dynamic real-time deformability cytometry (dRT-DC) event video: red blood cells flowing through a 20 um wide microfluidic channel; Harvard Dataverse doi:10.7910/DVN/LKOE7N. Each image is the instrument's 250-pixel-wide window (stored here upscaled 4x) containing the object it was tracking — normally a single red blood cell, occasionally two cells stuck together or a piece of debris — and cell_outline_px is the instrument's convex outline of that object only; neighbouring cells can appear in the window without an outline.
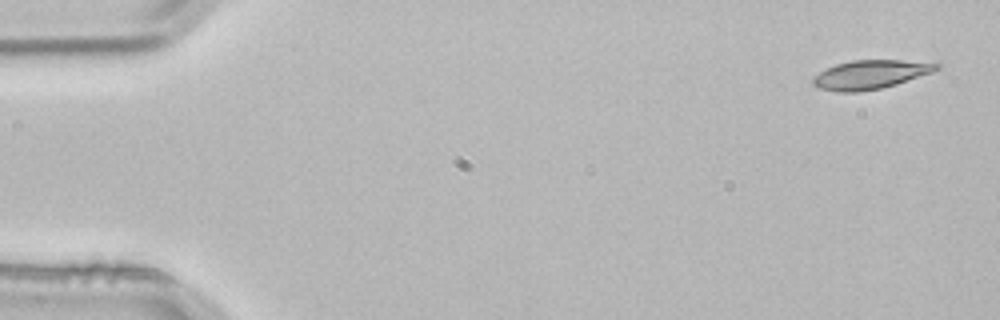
{"species": "common noctule bat (a hibernating species)", "species_latin": "Nyctalus noctula", "temperature_condition": "room temperature", "stored_images_in_passage": 3, "camera_frame_rate_fps": 3000, "um_per_image_px": 0.085, "animal": {"sex": "male", "body_mass_g": 21.5, "forearm_length_mm": 52.0}, "frame": {"image": 1, "passage_image": 1, "time_ms": 0.0, "image_size_px": [1000, 320], "cell_outline_px": [[940, 68], [932, 72], [896, 84], [880, 88], [860, 92], [836, 92], [820, 88], [812, 84], [812, 80], [820, 72], [836, 64], [852, 60], [900, 60], [940, 64]], "centroid_in_image_um": [73.96, 6.34], "position_along_channel_um": 11.0, "area_um2": 20.46}}